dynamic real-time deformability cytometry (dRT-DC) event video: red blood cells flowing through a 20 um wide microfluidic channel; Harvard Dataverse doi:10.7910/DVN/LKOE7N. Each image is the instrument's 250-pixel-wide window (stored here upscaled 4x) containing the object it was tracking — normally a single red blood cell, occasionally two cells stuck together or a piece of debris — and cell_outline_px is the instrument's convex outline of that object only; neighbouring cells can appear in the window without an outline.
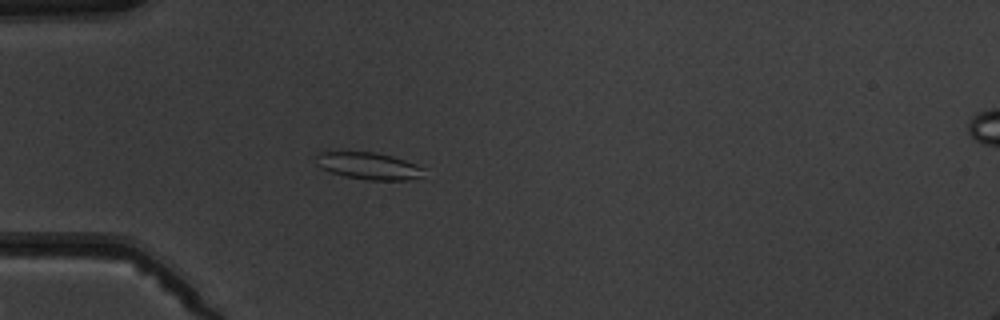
{"species": "common noctule bat (a hibernating species)", "species_latin": "Nyctalus noctula", "temperature_condition": "warm", "stored_images_in_passage": 7, "camera_frame_rate_fps": 3000, "um_per_image_px": 0.085, "animal": {"sex": "male", "body_mass_g": 19.5, "forearm_length_mm": 54.6}, "frame": {"image": 1, "passage_image": 6, "time_ms": 6.667, "image_size_px": [1000, 320], "cell_outline_px": [[424, 168], [420, 176], [408, 180], [368, 180], [344, 176], [332, 172], [316, 164], [316, 156], [320, 152], [376, 152], [392, 156], [416, 164]], "centroid_in_image_um": [31.33, 14.1], "position_along_channel_um": 53.7, "area_um2": 16.7}}